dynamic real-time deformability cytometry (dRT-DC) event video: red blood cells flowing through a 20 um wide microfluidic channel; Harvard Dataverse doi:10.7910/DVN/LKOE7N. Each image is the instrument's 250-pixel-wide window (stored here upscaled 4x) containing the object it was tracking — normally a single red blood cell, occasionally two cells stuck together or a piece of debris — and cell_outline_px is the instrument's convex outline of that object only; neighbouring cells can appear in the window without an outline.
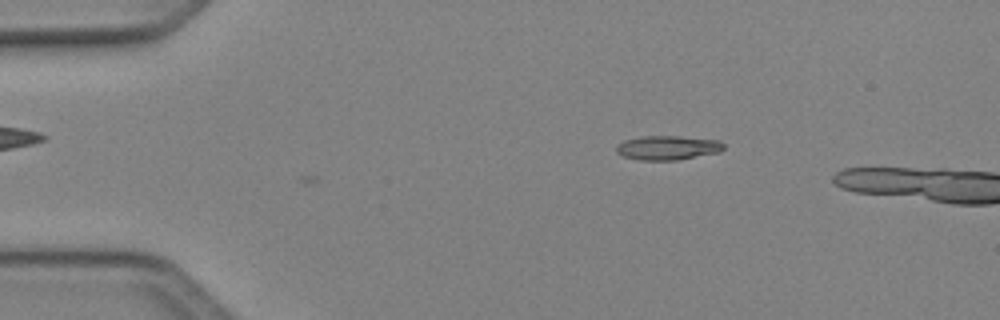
{"species": "Egyptian fruit bat (a non-hibernating species)", "species_latin": "Rousettus aegyptiacus", "temperature_condition": "cold", "stored_images_in_passage": 5, "camera_frame_rate_fps": 3000, "um_per_image_px": 0.085, "animal": {"sex": "female"}, "frame": {"image": 1, "passage_image": 5, "time_ms": 1.333, "image_size_px": [1000, 320], "cell_outline_px": [[724, 148], [720, 152], [676, 160], [640, 160], [624, 156], [616, 152], [616, 148], [624, 140], [640, 136], [680, 136], [720, 140], [724, 144]], "centroid_in_image_um": [56.78, 12.55], "position_along_channel_um": 28.2, "area_um2": 15.14}}